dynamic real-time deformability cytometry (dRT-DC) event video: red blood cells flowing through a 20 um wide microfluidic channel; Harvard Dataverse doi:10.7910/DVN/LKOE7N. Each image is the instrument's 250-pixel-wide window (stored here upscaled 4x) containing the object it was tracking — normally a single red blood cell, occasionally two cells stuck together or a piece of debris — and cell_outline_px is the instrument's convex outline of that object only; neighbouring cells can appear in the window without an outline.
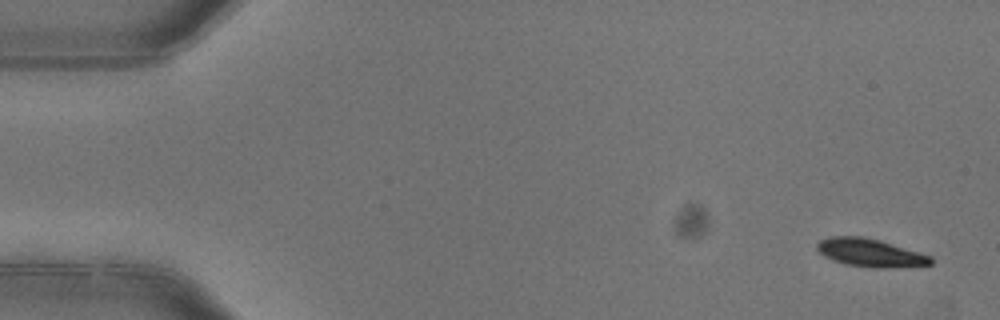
{"species": "common noctule bat (a hibernating species)", "species_latin": "Nyctalus noctula", "temperature_condition": "warm", "stored_images_in_passage": 7, "camera_frame_rate_fps": 3000, "um_per_image_px": 0.085, "animal": {"sex": "female"}, "frame": {"image": 1, "passage_image": 1, "time_ms": 0.0, "image_size_px": [1000, 320], "cell_outline_px": [[932, 264], [888, 268], [872, 268], [844, 264], [832, 260], [824, 256], [816, 248], [816, 244], [820, 240], [828, 236], [860, 236], [880, 240], [920, 252], [932, 256]], "centroid_in_image_um": [73.95, 21.48], "position_along_channel_um": 11.1, "area_um2": 18.73}}
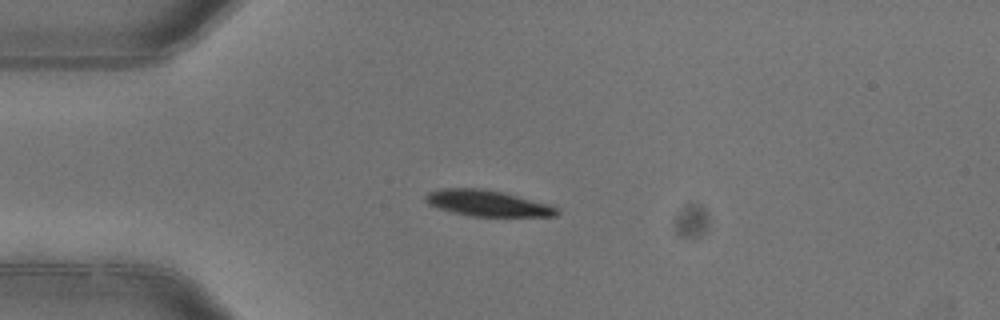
{"frame": {"image": 2, "passage_image": 4, "time_ms": 1.0, "image_size_px": [1000, 320], "cell_outline_px": [[560, 212], [556, 216], [472, 216], [452, 212], [428, 204], [424, 200], [424, 196], [428, 192], [440, 188], [480, 188], [504, 192], [548, 204], [556, 208]], "centroid_in_image_um": [41.4, 17.26], "position_along_channel_um": 43.6, "area_um2": 19.83}}
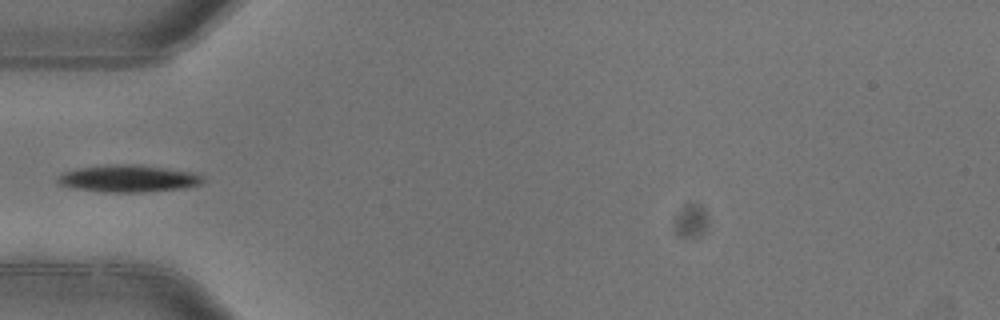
{"frame": {"image": 3, "passage_image": 5, "time_ms": 1.333, "image_size_px": [1000, 320], "cell_outline_px": [[204, 180], [200, 184], [184, 188], [144, 192], [100, 192], [72, 188], [60, 184], [56, 180], [64, 172], [80, 168], [112, 164], [132, 164], [196, 172], [204, 176]], "centroid_in_image_um": [10.94, 15.18], "position_along_channel_um": 74.1, "area_um2": 22.89}}